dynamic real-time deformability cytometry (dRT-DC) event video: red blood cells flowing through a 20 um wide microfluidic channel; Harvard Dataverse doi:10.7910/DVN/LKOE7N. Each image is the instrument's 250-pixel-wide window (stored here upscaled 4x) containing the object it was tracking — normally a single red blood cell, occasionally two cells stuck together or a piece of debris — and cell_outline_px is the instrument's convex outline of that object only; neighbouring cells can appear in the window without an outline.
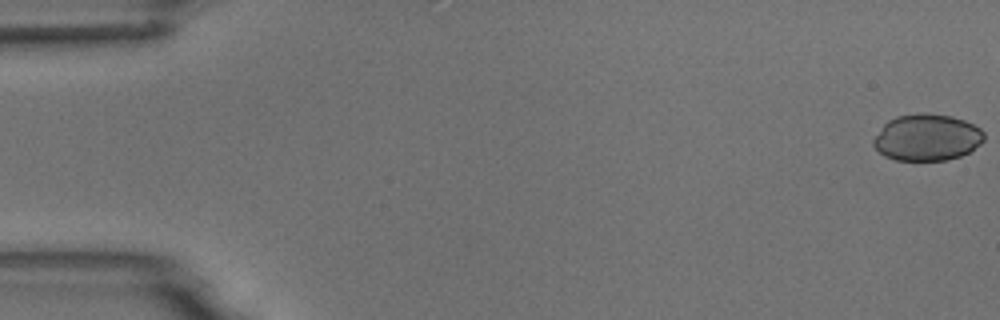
{"species": "common noctule bat (a hibernating species)", "species_latin": "Nyctalus noctula", "temperature_condition": "room temperature", "stored_images_in_passage": 6, "camera_frame_rate_fps": 3000, "um_per_image_px": 0.085, "animal": {"sex": "male", "body_mass_g": 18.8}, "frame": {"image": 1, "passage_image": 1, "time_ms": 0.0, "image_size_px": [1000, 320], "cell_outline_px": [[984, 140], [980, 144], [968, 152], [960, 156], [948, 160], [896, 160], [884, 156], [872, 144], [872, 140], [884, 124], [888, 120], [896, 116], [924, 112], [952, 116], [964, 120], [980, 128], [984, 132]], "centroid_in_image_um": [78.79, 11.67], "position_along_channel_um": 6.2, "area_um2": 30.11}}
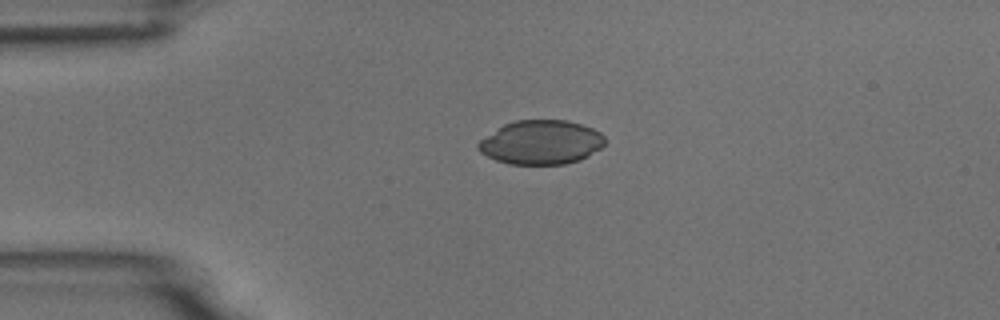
{"frame": {"image": 2, "passage_image": 4, "time_ms": 4.0, "image_size_px": [1000, 320], "cell_outline_px": [[604, 144], [600, 148], [588, 156], [580, 160], [564, 164], [508, 164], [496, 160], [480, 152], [476, 148], [476, 144], [480, 140], [504, 124], [516, 120], [568, 120], [592, 128], [600, 132], [604, 136]], "centroid_in_image_um": [45.98, 12.1], "position_along_channel_um": 39.0, "area_um2": 32.48}}